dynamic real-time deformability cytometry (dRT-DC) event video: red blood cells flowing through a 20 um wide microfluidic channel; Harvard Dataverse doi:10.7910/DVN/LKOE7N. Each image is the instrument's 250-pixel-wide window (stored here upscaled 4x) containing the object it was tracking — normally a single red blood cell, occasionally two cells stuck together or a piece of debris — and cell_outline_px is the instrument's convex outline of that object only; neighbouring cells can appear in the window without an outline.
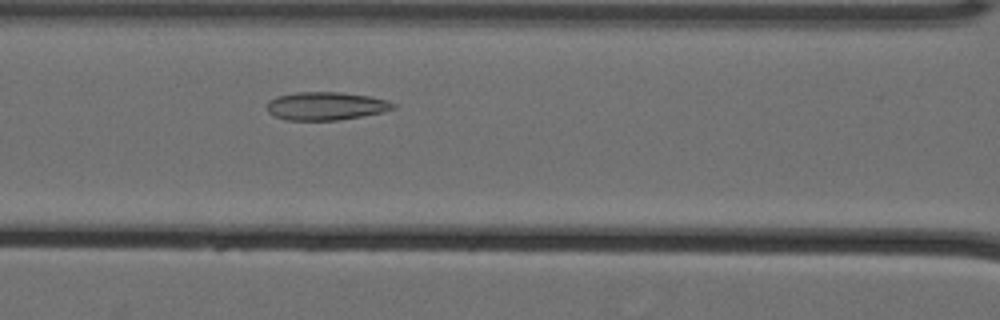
{"species": "Egyptian fruit bat (a non-hibernating species)", "species_latin": "Rousettus aegyptiacus", "temperature_condition": "cold", "stored_images_in_passage": 48, "camera_frame_rate_fps": 3000, "um_per_image_px": 0.085, "animal": {"sex": "female"}, "frame": {"image": 1, "passage_image": 17, "time_ms": 5.333, "image_size_px": [1000, 320], "cell_outline_px": [[396, 108], [384, 112], [336, 120], [288, 120], [276, 116], [268, 112], [268, 100], [276, 96], [296, 92], [340, 92], [368, 96], [388, 100], [396, 104]], "centroid_in_image_um": [27.72, 9.0], "position_along_channel_um": 138.9, "area_um2": 20.63}}
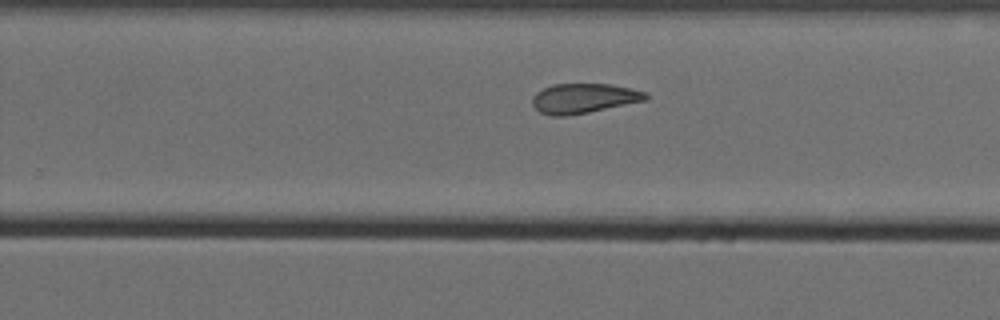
{"frame": {"image": 2, "passage_image": 29, "time_ms": 9.333, "image_size_px": [1000, 320], "cell_outline_px": [[648, 100], [588, 112], [564, 116], [552, 116], [540, 112], [532, 104], [532, 96], [536, 92], [552, 84], [612, 84], [632, 88], [648, 92]], "centroid_in_image_um": [49.64, 8.35], "position_along_channel_um": 280.2, "area_um2": 19.77}}
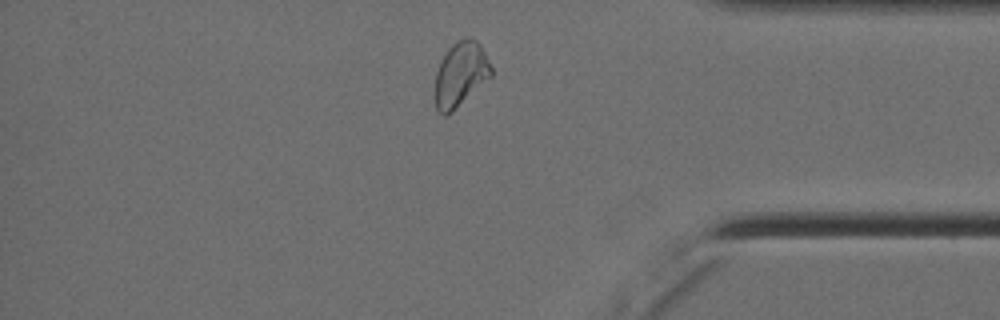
{"frame": {"image": 3, "passage_image": 40, "time_ms": 13.0, "image_size_px": [1000, 320], "cell_outline_px": [[492, 76], [452, 112], [444, 116], [436, 108], [436, 72], [440, 60], [448, 48], [456, 40], [468, 36], [476, 40], [480, 44], [492, 68]], "centroid_in_image_um": [39.15, 6.28], "position_along_channel_um": 396.0, "area_um2": 21.1}, "authors_computed_cell_mechanics": {"area_um2": 20.9814, "velocity_mm_per_s": 3.55, "shape_relaxation_time_tau1_ms": null, "shape_relaxation_time_tau2_ms": 1.7931, "deformation_change_tau1": null, "deformation_change_tau2": 0.0658}}